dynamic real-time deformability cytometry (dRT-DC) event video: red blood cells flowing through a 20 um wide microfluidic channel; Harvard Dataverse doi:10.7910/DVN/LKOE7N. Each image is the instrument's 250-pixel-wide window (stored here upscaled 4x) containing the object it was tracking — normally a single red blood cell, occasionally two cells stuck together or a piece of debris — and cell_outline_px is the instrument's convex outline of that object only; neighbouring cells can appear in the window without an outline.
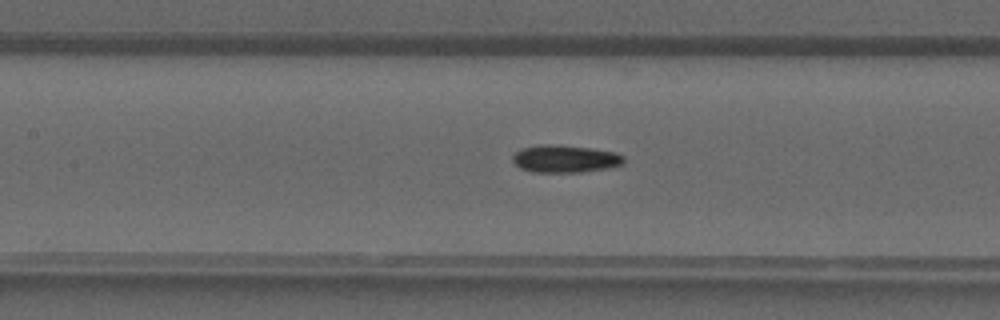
{"species": "common noctule bat (a hibernating species)", "species_latin": "Nyctalus noctula", "temperature_condition": "warm", "stored_images_in_passage": 35, "camera_frame_rate_fps": 3000, "um_per_image_px": 0.085, "animal": {"sex": "male", "forearm_length_mm": 52.5}, "frame": {"image": 1, "passage_image": 13, "time_ms": 4.0, "image_size_px": [1000, 320], "cell_outline_px": [[624, 164], [612, 168], [584, 172], [532, 172], [520, 168], [512, 160], [512, 156], [520, 148], [544, 144], [548, 144], [592, 148], [616, 152], [624, 156]], "centroid_in_image_um": [48.07, 13.51], "position_along_channel_um": 159.3, "area_um2": 18.03}}
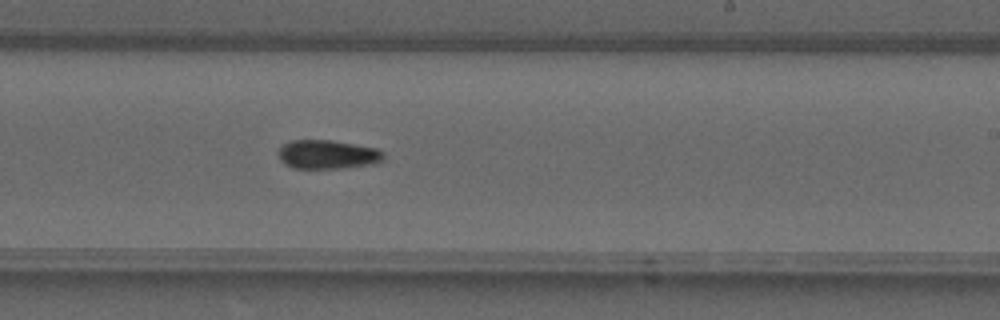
{"frame": {"image": 2, "passage_image": 19, "time_ms": 6.0, "image_size_px": [1000, 320], "cell_outline_px": [[384, 160], [376, 164], [340, 168], [292, 168], [284, 164], [280, 160], [276, 152], [284, 144], [292, 140], [332, 140], [376, 148], [384, 152]], "centroid_in_image_um": [27.84, 13.13], "position_along_channel_um": 261.2, "area_um2": 17.92}}
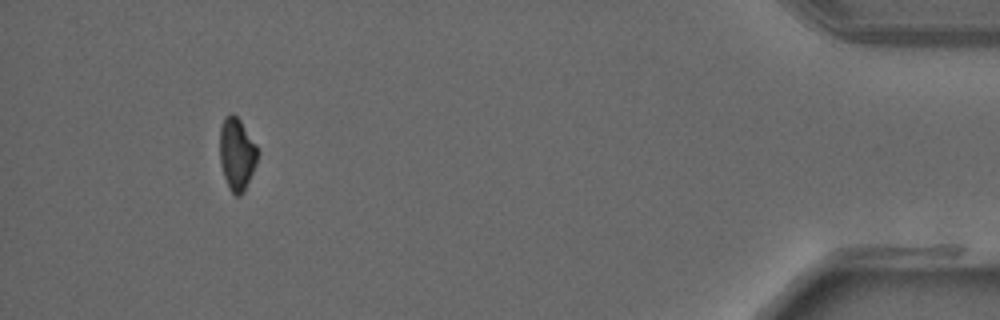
{"frame": {"image": 3, "passage_image": 32, "time_ms": 10.333, "image_size_px": [1000, 320], "cell_outline_px": [[256, 160], [252, 172], [240, 196], [236, 196], [232, 192], [224, 176], [220, 164], [220, 128], [224, 116], [232, 112], [240, 120], [256, 144]], "centroid_in_image_um": [20.09, 13.03], "position_along_channel_um": 415.1, "area_um2": 15.49}}